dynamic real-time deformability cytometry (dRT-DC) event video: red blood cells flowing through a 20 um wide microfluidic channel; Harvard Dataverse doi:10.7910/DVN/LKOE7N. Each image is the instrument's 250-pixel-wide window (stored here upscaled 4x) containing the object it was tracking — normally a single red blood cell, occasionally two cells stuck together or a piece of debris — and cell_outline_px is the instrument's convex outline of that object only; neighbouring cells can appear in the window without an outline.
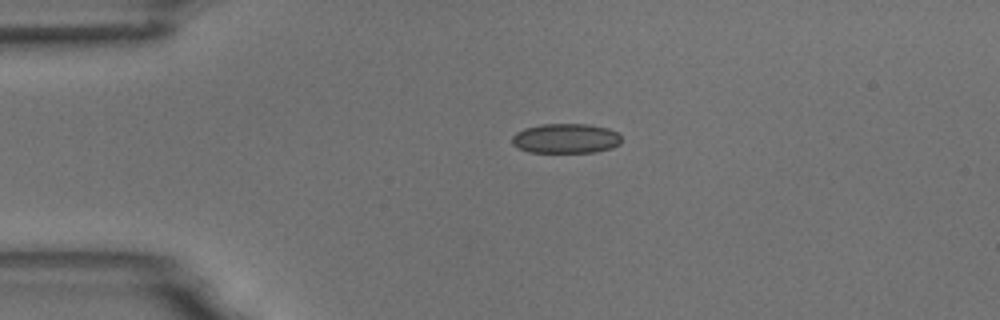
{"species": "common noctule bat (a hibernating species)", "species_latin": "Nyctalus noctula", "temperature_condition": "room temperature", "stored_images_in_passage": 4, "camera_frame_rate_fps": 3000, "um_per_image_px": 0.085, "animal": {"sex": "male", "body_mass_g": 18.8}, "frame": {"image": 1, "passage_image": 4, "time_ms": 3.333, "image_size_px": [1000, 320], "cell_outline_px": [[620, 144], [612, 148], [596, 152], [528, 152], [512, 144], [512, 136], [516, 132], [524, 128], [544, 124], [588, 124], [608, 128], [616, 132], [620, 136]], "centroid_in_image_um": [48.09, 11.77], "position_along_channel_um": 36.9, "area_um2": 18.96}}